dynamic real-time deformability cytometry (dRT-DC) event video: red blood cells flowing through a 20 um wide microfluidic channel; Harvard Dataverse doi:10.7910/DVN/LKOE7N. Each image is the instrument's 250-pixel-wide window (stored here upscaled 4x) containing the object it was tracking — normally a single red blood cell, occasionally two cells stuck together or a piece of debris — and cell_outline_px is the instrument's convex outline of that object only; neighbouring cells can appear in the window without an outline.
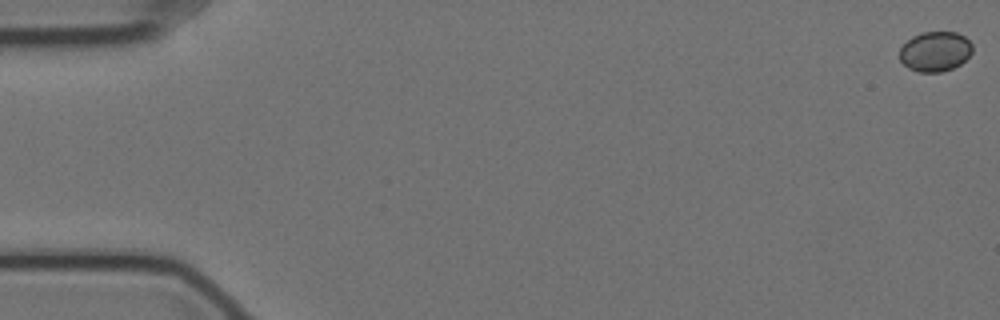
{"species": "Egyptian fruit bat (a non-hibernating species)", "species_latin": "Rousettus aegyptiacus", "temperature_condition": "cold", "stored_images_in_passage": 13, "camera_frame_rate_fps": 3000, "um_per_image_px": 0.085, "animal": {"sex": "female"}, "frame": {"image": 1, "passage_image": 1, "time_ms": 0.0, "image_size_px": [1000, 320], "cell_outline_px": [[972, 52], [960, 64], [952, 68], [940, 72], [916, 72], [908, 68], [900, 60], [900, 48], [912, 36], [920, 32], [956, 32], [964, 36], [972, 44]], "centroid_in_image_um": [79.47, 4.37], "position_along_channel_um": 5.5, "area_um2": 16.94}}